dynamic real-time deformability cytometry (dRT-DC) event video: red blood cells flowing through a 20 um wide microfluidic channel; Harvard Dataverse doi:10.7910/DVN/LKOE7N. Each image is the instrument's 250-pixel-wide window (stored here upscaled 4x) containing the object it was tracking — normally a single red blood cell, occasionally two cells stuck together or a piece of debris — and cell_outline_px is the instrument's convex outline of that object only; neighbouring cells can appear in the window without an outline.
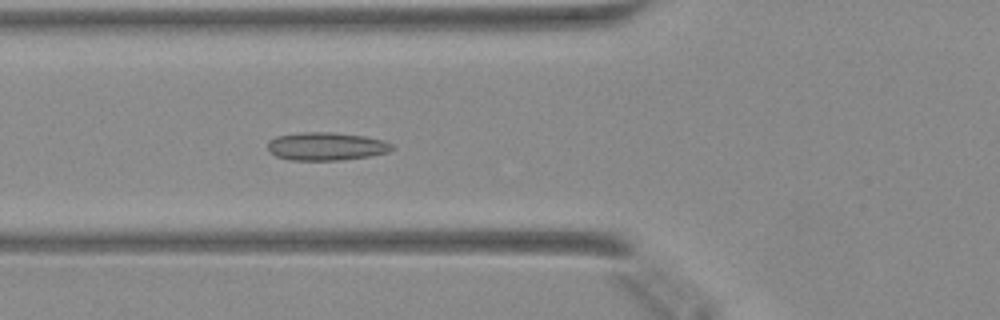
{"species": "Egyptian fruit bat (a non-hibernating species)", "species_latin": "Rousettus aegyptiacus", "temperature_condition": "warm", "stored_images_in_passage": 49, "camera_frame_rate_fps": 3000, "um_per_image_px": 0.085, "animal": {"sex": "female"}, "frame": {"image": 1, "passage_image": 19, "time_ms": 6.0, "image_size_px": [1000, 320], "cell_outline_px": [[396, 148], [388, 152], [368, 156], [340, 160], [288, 160], [276, 156], [268, 152], [268, 140], [276, 136], [304, 132], [332, 132], [364, 136], [384, 140], [392, 144]], "centroid_in_image_um": [27.72, 12.44], "position_along_channel_um": 98.1, "area_um2": 20.46}}
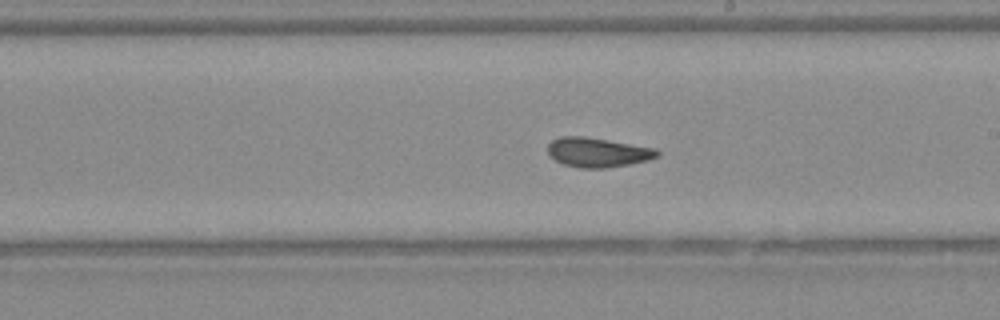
{"frame": {"image": 2, "passage_image": 29, "time_ms": 9.333, "image_size_px": [1000, 320], "cell_outline_px": [[660, 156], [648, 160], [608, 168], [580, 168], [564, 164], [556, 160], [548, 152], [548, 144], [552, 140], [560, 136], [584, 136], [656, 148], [660, 152]], "centroid_in_image_um": [50.83, 12.94], "position_along_channel_um": 238.2, "area_um2": 18.79}}
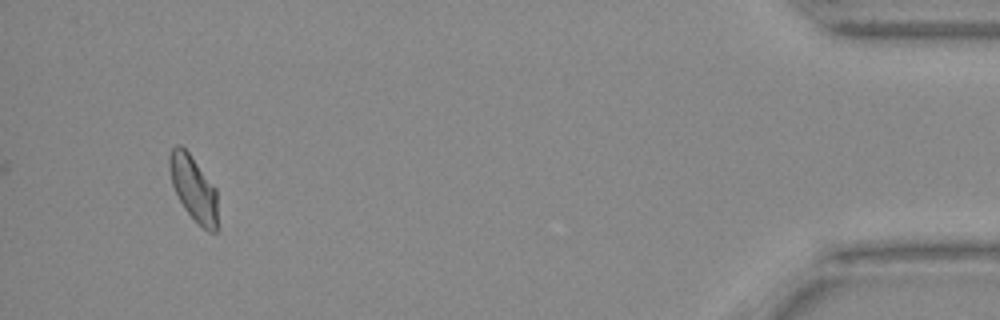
{"frame": {"image": 3, "passage_image": 47, "time_ms": 15.333, "image_size_px": [1000, 320], "cell_outline_px": [[216, 232], [208, 232], [184, 208], [172, 184], [168, 164], [168, 156], [172, 148], [176, 144], [180, 144], [188, 152], [216, 188]], "centroid_in_image_um": [16.42, 15.95], "position_along_channel_um": 418.8, "area_um2": 17.86}}